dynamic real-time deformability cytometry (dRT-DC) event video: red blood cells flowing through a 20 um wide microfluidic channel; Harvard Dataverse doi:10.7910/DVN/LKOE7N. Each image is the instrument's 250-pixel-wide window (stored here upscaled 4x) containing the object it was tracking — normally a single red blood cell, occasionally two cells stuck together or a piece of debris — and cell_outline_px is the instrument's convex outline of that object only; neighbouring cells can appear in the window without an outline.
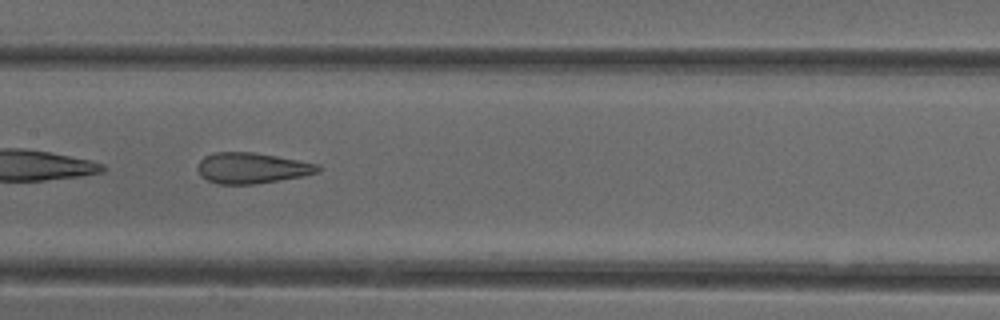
{"species": "common noctule bat (a hibernating species)", "species_latin": "Nyctalus noctula", "temperature_condition": "cold", "stored_images_in_passage": 44, "camera_frame_rate_fps": 3000, "um_per_image_px": 0.085, "animal": {"sex": "female"}, "frame": {"image": 1, "passage_image": 19, "time_ms": 6.0, "image_size_px": [1000, 320], "cell_outline_px": [[320, 172], [304, 176], [252, 184], [220, 184], [208, 180], [200, 176], [196, 168], [200, 160], [204, 156], [216, 152], [252, 152], [276, 156], [320, 164]], "centroid_in_image_um": [21.4, 14.28], "position_along_channel_um": 186.0, "area_um2": 21.56}, "authors_computed_cell_mechanics": {"area_um2": 23.4379, "velocity_mm_per_s": 3.9294, "shape_relaxation_time_tau1_ms": null, "shape_relaxation_time_tau2_ms": 1.6795, "deformation_change_tau1": null, "deformation_change_tau2": 0.1101}}